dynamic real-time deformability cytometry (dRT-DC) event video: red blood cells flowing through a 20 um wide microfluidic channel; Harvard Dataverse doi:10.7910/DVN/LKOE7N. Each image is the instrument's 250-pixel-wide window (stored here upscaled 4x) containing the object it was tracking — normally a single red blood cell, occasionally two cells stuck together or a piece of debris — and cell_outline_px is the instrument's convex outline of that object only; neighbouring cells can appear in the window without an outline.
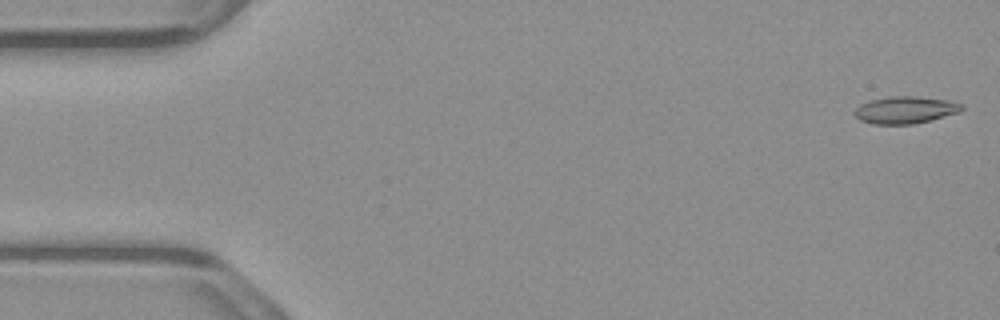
{"species": "common noctule bat (a hibernating species)", "species_latin": "Nyctalus noctula", "temperature_condition": "warm", "stored_images_in_passage": 53, "camera_frame_rate_fps": 3000, "um_per_image_px": 0.085, "animal": {"sex": "male", "body_mass_g": 23.1, "forearm_length_mm": 52.7}, "frame": {"image": 1, "passage_image": 1, "time_ms": 0.0, "image_size_px": [1000, 320], "cell_outline_px": [[964, 108], [960, 112], [932, 120], [912, 124], [872, 124], [860, 120], [852, 112], [860, 104], [868, 100], [888, 96], [916, 96], [948, 100], [964, 104]], "centroid_in_image_um": [76.95, 9.34], "position_along_channel_um": 8.0, "area_um2": 17.22}}
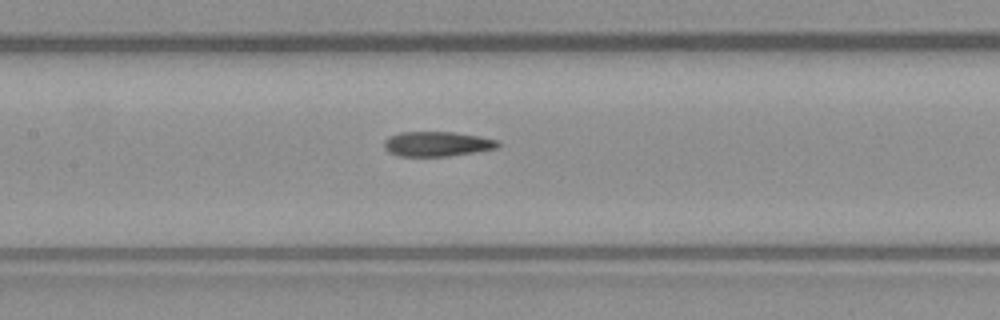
{"frame": {"image": 2, "passage_image": 24, "time_ms": 7.667, "image_size_px": [1000, 320], "cell_outline_px": [[500, 144], [496, 148], [476, 152], [448, 156], [400, 156], [388, 152], [384, 148], [384, 140], [388, 136], [400, 132], [452, 132], [480, 136], [496, 140]], "centroid_in_image_um": [37.11, 12.23], "position_along_channel_um": 170.3, "area_um2": 16.47}}
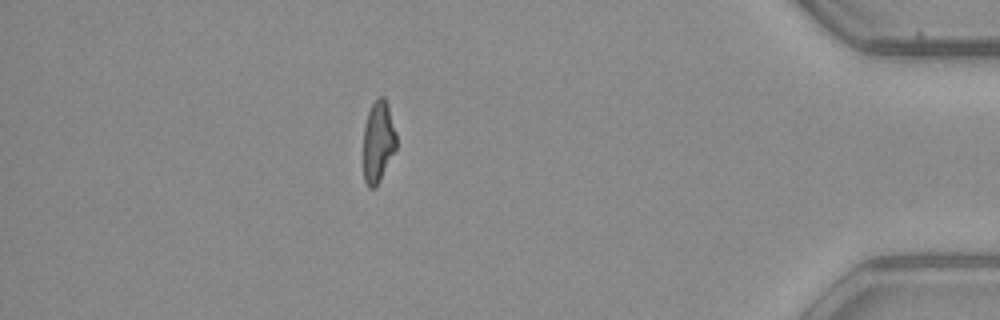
{"frame": {"image": 3, "passage_image": 46, "time_ms": 15.0, "image_size_px": [1000, 320], "cell_outline_px": [[396, 148], [380, 180], [372, 188], [368, 188], [364, 180], [364, 124], [368, 112], [372, 104], [380, 96], [384, 96], [388, 104], [396, 132]], "centroid_in_image_um": [32.15, 12.01], "position_along_channel_um": 403.1, "area_um2": 15.55}, "authors_computed_cell_mechanics": {"area_um2": 16.8776, "velocity_mm_per_s": 3.8755, "shape_relaxation_time_tau1_ms": 7.8602, "shape_relaxation_time_tau2_ms": 3.8913, "deformation_change_tau1": 0.2581, "deformation_change_tau2": 0.1272}}